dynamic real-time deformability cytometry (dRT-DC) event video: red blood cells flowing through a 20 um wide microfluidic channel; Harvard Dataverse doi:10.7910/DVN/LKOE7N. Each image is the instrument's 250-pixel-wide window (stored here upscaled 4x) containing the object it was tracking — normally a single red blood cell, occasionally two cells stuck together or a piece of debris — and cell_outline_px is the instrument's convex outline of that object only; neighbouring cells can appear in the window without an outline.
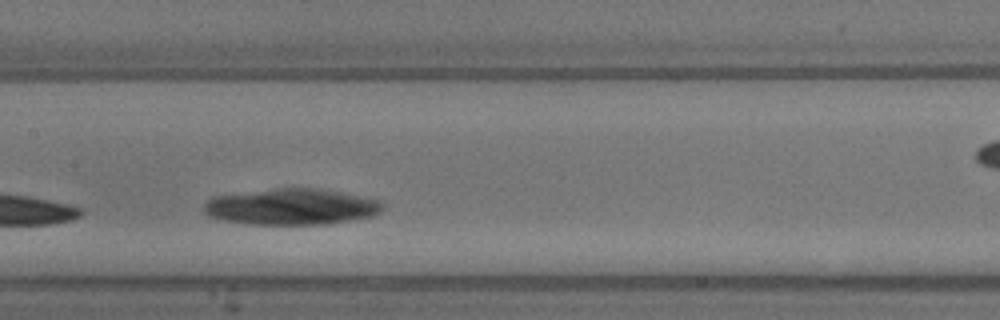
{"species": "common noctule bat (a hibernating species)", "species_latin": "Nyctalus noctula", "temperature_condition": "warm", "stored_images_in_passage": 13, "camera_frame_rate_fps": 3000, "um_per_image_px": 0.085, "animal": {"sex": "male", "body_mass_g": 13.3}, "frame": {"image": 1, "passage_image": 6, "time_ms": 1.667, "image_size_px": [1000, 320], "cell_outline_px": [[384, 208], [380, 212], [372, 216], [328, 224], [244, 224], [220, 220], [208, 216], [204, 212], [204, 204], [212, 196], [276, 188], [316, 188], [340, 192], [380, 200], [384, 204]], "centroid_in_image_um": [24.74, 17.58], "position_along_channel_um": 182.7, "area_um2": 37.8}}